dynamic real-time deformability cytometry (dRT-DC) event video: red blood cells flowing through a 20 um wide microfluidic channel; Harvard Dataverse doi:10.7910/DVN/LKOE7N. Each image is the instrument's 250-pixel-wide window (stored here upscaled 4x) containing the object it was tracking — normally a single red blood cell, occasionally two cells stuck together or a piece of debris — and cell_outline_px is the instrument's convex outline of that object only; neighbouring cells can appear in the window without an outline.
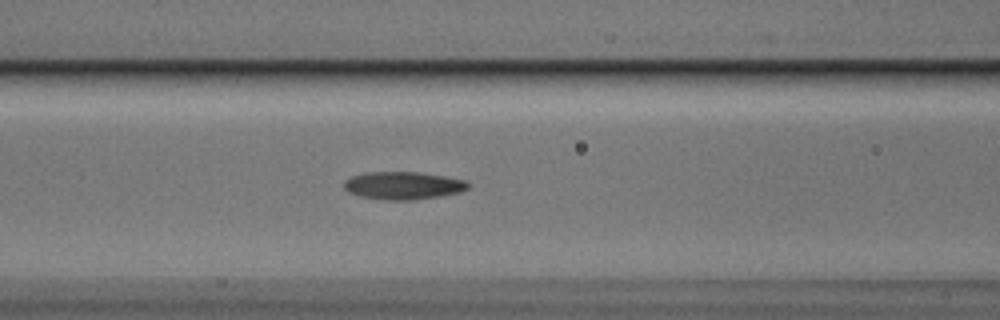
{"species": "Egyptian fruit bat (a non-hibernating species)", "species_latin": "Rousettus aegyptiacus", "temperature_condition": "cold", "stored_images_in_passage": 42, "camera_frame_rate_fps": 3000, "um_per_image_px": 0.085, "animal": {"sex": "male"}, "frame": {"image": 1, "passage_image": 10, "time_ms": 3.0, "image_size_px": [1000, 320], "cell_outline_px": [[468, 188], [460, 192], [440, 196], [412, 200], [388, 200], [360, 196], [348, 192], [344, 188], [344, 180], [352, 176], [364, 172], [416, 172], [444, 176], [464, 180], [468, 184]], "centroid_in_image_um": [34.23, 15.77], "position_along_channel_um": 132.4, "area_um2": 19.94}}
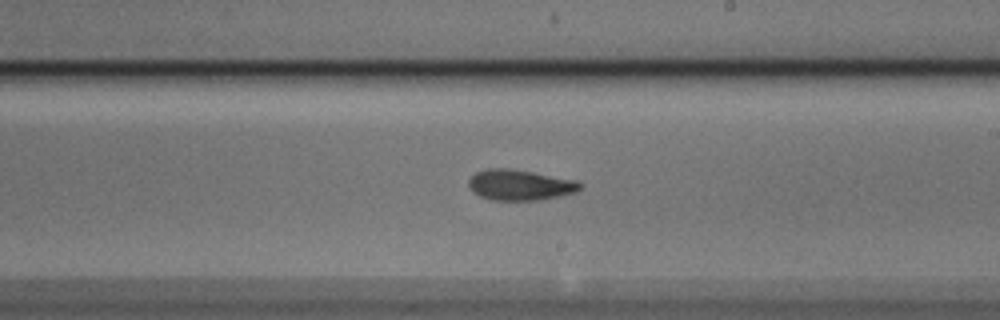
{"frame": {"image": 2, "passage_image": 19, "time_ms": 6.0, "image_size_px": [1000, 320], "cell_outline_px": [[584, 184], [576, 192], [560, 196], [540, 200], [492, 200], [480, 196], [472, 192], [468, 184], [468, 180], [476, 172], [488, 168], [508, 168], [532, 172], [576, 180]], "centroid_in_image_um": [44.19, 15.72], "position_along_channel_um": 244.8, "area_um2": 19.94}}
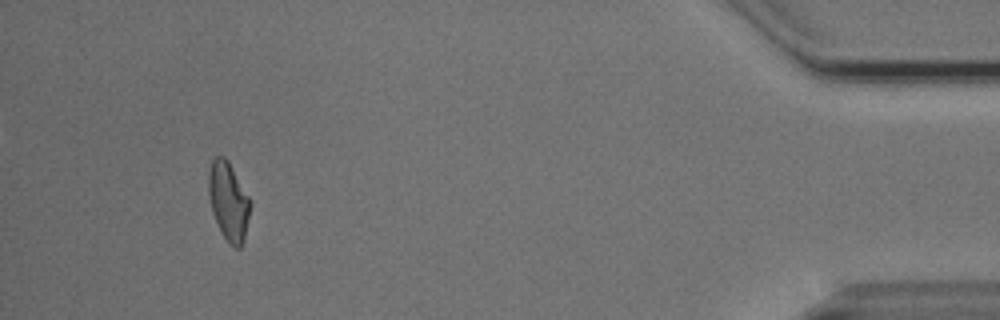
{"frame": {"image": 3, "passage_image": 38, "time_ms": 12.333, "image_size_px": [1000, 320], "cell_outline_px": [[252, 204], [244, 240], [240, 248], [232, 248], [228, 244], [212, 212], [208, 192], [208, 176], [212, 160], [216, 156], [224, 156], [228, 160], [248, 196]], "centroid_in_image_um": [19.43, 17.13], "position_along_channel_um": 415.8, "area_um2": 19.02}, "authors_computed_cell_mechanics": {"area_um2": 19.0162, "velocity_mm_per_s": 3.7532, "shape_relaxation_time_tau1_ms": 4.3304, "shape_relaxation_time_tau2_ms": 3.4147, "deformation_change_tau1": 0.1436, "deformation_change_tau2": 0.1072}}